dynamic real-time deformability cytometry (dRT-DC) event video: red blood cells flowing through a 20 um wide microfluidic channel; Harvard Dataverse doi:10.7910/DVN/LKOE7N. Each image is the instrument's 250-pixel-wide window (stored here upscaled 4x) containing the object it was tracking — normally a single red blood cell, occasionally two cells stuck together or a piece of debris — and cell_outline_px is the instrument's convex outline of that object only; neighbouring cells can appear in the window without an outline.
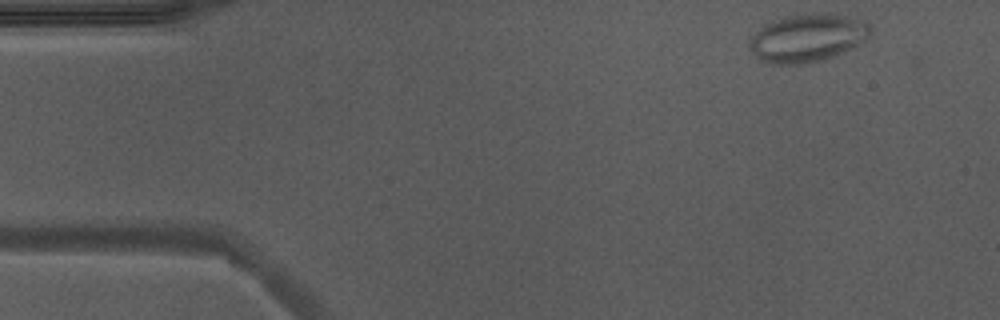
{"species": "Egyptian fruit bat (a non-hibernating species)", "species_latin": "Rousettus aegyptiacus", "temperature_condition": "warm", "stored_images_in_passage": 11, "camera_frame_rate_fps": 3000, "um_per_image_px": 0.085, "animal": {"sex": "male"}, "frame": {"image": 1, "passage_image": 1, "time_ms": 0.0, "image_size_px": [1000, 320], "cell_outline_px": [[872, 32], [864, 40], [836, 56], [804, 64], [768, 64], [760, 60], [748, 48], [748, 40], [764, 24], [772, 20], [784, 16], [812, 12], [828, 12], [868, 20], [872, 28]], "centroid_in_image_um": [68.63, 3.2], "position_along_channel_um": 16.4, "area_um2": 34.51}}